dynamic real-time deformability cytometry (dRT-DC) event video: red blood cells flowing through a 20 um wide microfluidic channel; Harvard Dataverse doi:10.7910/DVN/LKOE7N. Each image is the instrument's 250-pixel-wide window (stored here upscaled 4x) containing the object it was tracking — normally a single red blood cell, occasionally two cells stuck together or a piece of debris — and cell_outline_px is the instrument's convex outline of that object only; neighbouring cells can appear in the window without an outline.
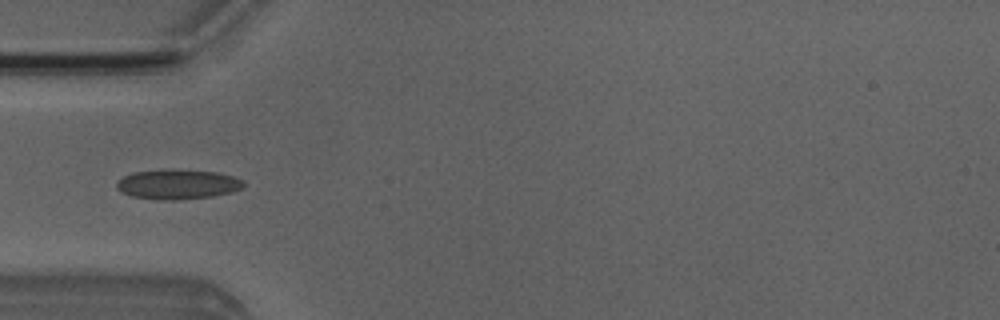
{"species": "Egyptian fruit bat (a non-hibernating species)", "species_latin": "Rousettus aegyptiacus", "temperature_condition": "room temperature", "stored_images_in_passage": 6, "camera_frame_rate_fps": 3000, "um_per_image_px": 0.085, "animal": {"sex": "male"}, "frame": {"image": 1, "passage_image": 5, "time_ms": 4.667, "image_size_px": [1000, 320], "cell_outline_px": [[244, 188], [232, 192], [212, 196], [176, 200], [156, 200], [132, 196], [120, 192], [116, 188], [116, 184], [124, 176], [132, 172], [172, 168], [216, 172], [232, 176], [244, 180]], "centroid_in_image_um": [15.1, 15.66], "position_along_channel_um": 69.9, "area_um2": 22.37}}